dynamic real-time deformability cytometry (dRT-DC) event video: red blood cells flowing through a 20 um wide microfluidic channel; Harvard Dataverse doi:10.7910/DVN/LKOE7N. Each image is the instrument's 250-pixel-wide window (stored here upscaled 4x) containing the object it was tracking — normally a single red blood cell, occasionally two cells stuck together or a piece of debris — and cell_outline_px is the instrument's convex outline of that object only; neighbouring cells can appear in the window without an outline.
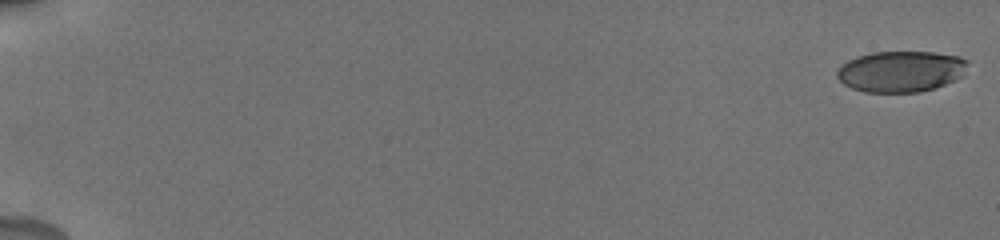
{"species": "human", "species_latin": "Homo sapiens", "temperature_condition": "cold", "stored_images_in_passage": 28, "camera_frame_rate_fps": 3000, "um_per_image_px": 0.085, "donor": {"sex": "male"}, "frame": {"image": 1, "passage_image": 1, "time_ms": 0.0, "image_size_px": [1000, 240], "cell_outline_px": [[968, 60], [964, 76], [956, 80], [920, 92], [864, 92], [852, 88], [844, 84], [836, 76], [836, 72], [840, 64], [856, 56], [872, 52], [932, 52], [960, 56]], "centroid_in_image_um": [76.57, 6.06], "position_along_channel_um": 8.4, "area_um2": 31.5}}
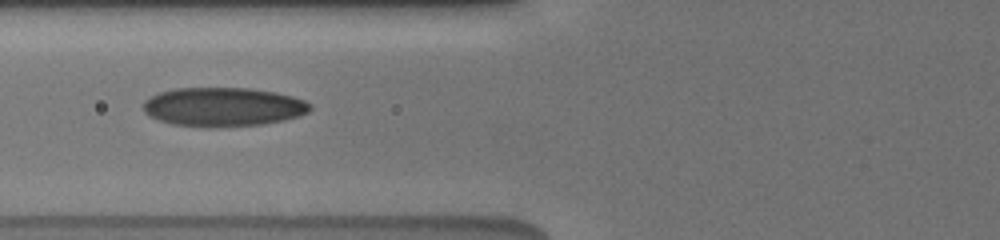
{"frame": {"image": 2, "passage_image": 22, "time_ms": 8.0, "image_size_px": [1000, 240], "cell_outline_px": [[312, 108], [308, 112], [284, 120], [264, 124], [216, 128], [212, 128], [172, 124], [148, 116], [144, 112], [144, 100], [160, 92], [176, 88], [248, 88], [276, 92], [292, 96], [304, 100], [312, 104]], "centroid_in_image_um": [18.97, 9.09], "position_along_channel_um": 106.8, "area_um2": 38.09}}
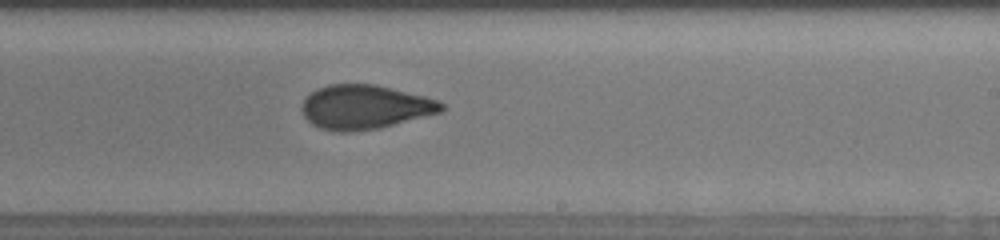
{"frame": {"image": 3, "passage_image": 28, "time_ms": 12.0, "image_size_px": [1000, 240], "cell_outline_px": [[448, 108], [440, 112], [380, 128], [348, 132], [332, 132], [320, 128], [312, 124], [304, 116], [300, 108], [304, 100], [316, 88], [328, 84], [376, 84], [440, 100]], "centroid_in_image_um": [31.01, 9.1], "position_along_channel_um": 258.0, "area_um2": 36.13}}